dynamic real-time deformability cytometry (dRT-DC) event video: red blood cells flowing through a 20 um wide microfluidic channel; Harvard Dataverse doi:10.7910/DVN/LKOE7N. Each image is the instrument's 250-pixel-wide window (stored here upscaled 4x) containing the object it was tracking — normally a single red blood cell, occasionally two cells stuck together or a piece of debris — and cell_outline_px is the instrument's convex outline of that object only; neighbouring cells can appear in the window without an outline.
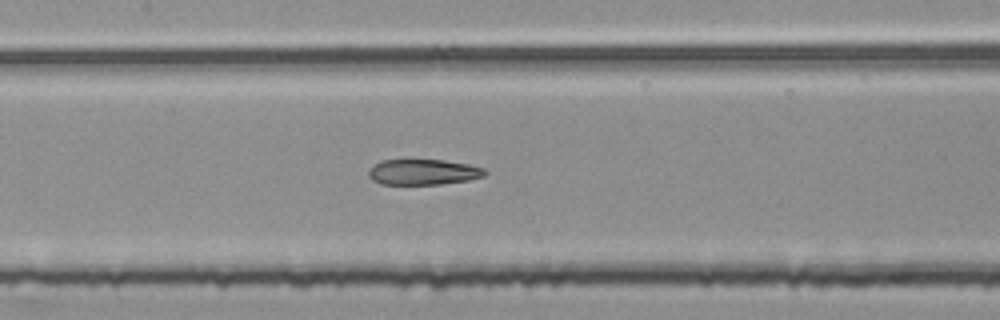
{"species": "common noctule bat (a hibernating species)", "species_latin": "Nyctalus noctula", "temperature_condition": "room temperature", "stored_images_in_passage": 55, "segment_of_instrument_passage": [2, 2], "camera_frame_rate_fps": 3000, "um_per_image_px": 0.085, "animal": {"sex": "female", "body_mass_g": 25.1}, "frame": {"image": 1, "passage_image": 26, "time_ms": 8.333, "image_size_px": [1000, 320], "cell_outline_px": [[488, 172], [484, 176], [468, 180], [440, 184], [380, 184], [372, 180], [368, 176], [368, 168], [372, 164], [380, 160], [444, 160], [468, 164], [484, 168]], "centroid_in_image_um": [35.93, 14.62], "position_along_channel_um": 171.5, "area_um2": 17.51}}
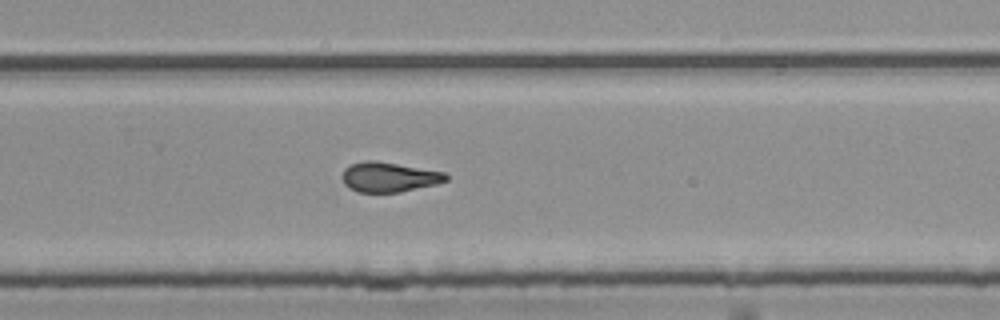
{"frame": {"image": 2, "passage_image": 36, "time_ms": 11.667, "image_size_px": [1000, 320], "cell_outline_px": [[448, 180], [436, 184], [400, 192], [360, 192], [348, 188], [344, 184], [340, 176], [344, 168], [352, 164], [364, 160], [376, 160], [444, 172], [448, 176]], "centroid_in_image_um": [33.02, 15.04], "position_along_channel_um": 296.8, "area_um2": 18.15}}
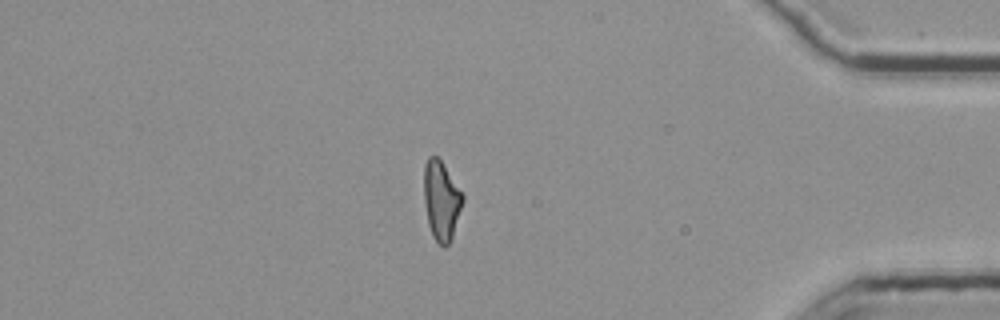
{"frame": {"image": 3, "passage_image": 47, "time_ms": 15.333, "image_size_px": [1000, 320], "cell_outline_px": [[464, 200], [452, 240], [444, 248], [432, 236], [428, 224], [424, 204], [424, 164], [428, 156], [436, 156], [440, 160], [464, 192]], "centroid_in_image_um": [37.53, 17.05], "position_along_channel_um": 397.7, "area_um2": 18.26}}